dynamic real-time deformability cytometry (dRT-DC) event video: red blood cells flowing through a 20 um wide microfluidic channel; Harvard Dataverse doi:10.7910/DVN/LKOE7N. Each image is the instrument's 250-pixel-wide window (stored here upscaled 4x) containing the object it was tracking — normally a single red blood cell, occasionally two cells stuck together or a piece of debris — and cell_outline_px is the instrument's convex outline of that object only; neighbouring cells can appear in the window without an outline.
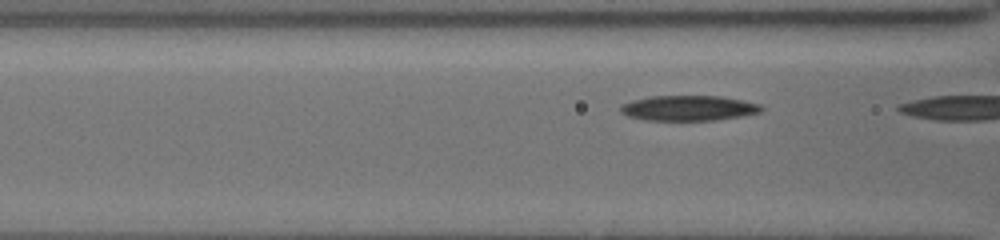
{"species": "common noctule bat (a hibernating species)", "species_latin": "Nyctalus noctula", "temperature_condition": "cold", "stored_images_in_passage": 12, "camera_frame_rate_fps": 3000, "um_per_image_px": 0.085, "animal": {"sex": "female", "body_mass_g": 19.5, "forearm_length_mm": 54.1}, "frame": {"image": 1, "passage_image": 11, "time_ms": 3.333, "image_size_px": [1000, 240], "cell_outline_px": [[764, 108], [760, 112], [740, 116], [716, 120], [644, 120], [628, 116], [620, 112], [620, 104], [632, 100], [648, 96], [720, 96], [760, 104]], "centroid_in_image_um": [58.47, 9.18], "position_along_channel_um": 108.1, "area_um2": 20.69}}